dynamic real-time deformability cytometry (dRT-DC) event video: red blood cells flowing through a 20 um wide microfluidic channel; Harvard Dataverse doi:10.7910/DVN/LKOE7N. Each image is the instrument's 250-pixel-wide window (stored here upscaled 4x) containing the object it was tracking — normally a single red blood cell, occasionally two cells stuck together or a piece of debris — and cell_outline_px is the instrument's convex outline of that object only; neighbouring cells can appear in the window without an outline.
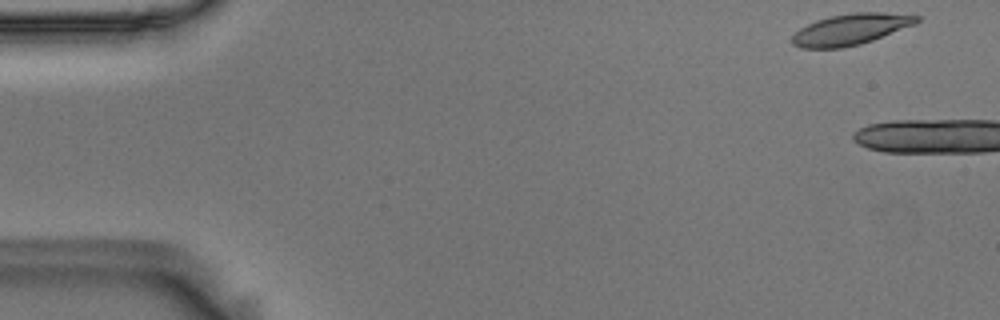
{"species": "Egyptian fruit bat (a non-hibernating species)", "species_latin": "Rousettus aegyptiacus", "temperature_condition": "room temperature", "stored_images_in_passage": 4, "camera_frame_rate_fps": 3000, "um_per_image_px": 0.085, "animal": {"sex": "male"}, "frame": {"image": 1, "passage_image": 1, "time_ms": 0.0, "image_size_px": [1000, 320], "cell_outline_px": [[920, 20], [916, 24], [872, 40], [860, 44], [840, 48], [800, 48], [792, 44], [792, 36], [800, 28], [816, 20], [828, 16], [856, 12], [884, 12], [920, 16]], "centroid_in_image_um": [72.31, 2.49], "position_along_channel_um": 12.7, "area_um2": 22.54}}